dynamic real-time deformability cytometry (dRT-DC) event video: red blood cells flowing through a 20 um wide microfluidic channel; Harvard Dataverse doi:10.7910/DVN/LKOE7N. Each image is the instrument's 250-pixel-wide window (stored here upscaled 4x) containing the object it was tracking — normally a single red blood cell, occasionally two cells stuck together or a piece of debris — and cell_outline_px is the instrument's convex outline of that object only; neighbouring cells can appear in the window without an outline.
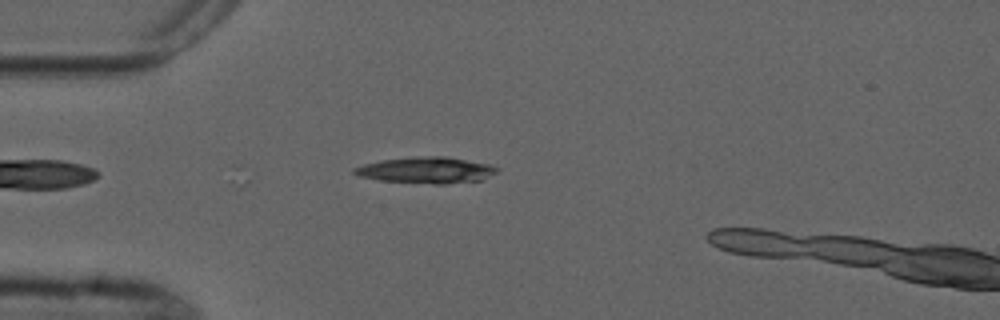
{"species": "common noctule bat (a hibernating species)", "species_latin": "Nyctalus noctula", "temperature_condition": "cold", "stored_images_in_passage": 2, "camera_frame_rate_fps": 3000, "um_per_image_px": 0.085, "animal": {"sex": "male", "forearm_length_mm": 52.5}, "frame": {"image": 1, "passage_image": 1, "time_ms": 0.0, "image_size_px": [1000, 320], "cell_outline_px": [[500, 168], [496, 172], [480, 180], [444, 184], [432, 184], [380, 180], [360, 176], [352, 172], [352, 168], [364, 164], [380, 160], [416, 156], [444, 156], [488, 164]], "centroid_in_image_um": [36.2, 14.46], "position_along_channel_um": 48.8, "area_um2": 21.68}}